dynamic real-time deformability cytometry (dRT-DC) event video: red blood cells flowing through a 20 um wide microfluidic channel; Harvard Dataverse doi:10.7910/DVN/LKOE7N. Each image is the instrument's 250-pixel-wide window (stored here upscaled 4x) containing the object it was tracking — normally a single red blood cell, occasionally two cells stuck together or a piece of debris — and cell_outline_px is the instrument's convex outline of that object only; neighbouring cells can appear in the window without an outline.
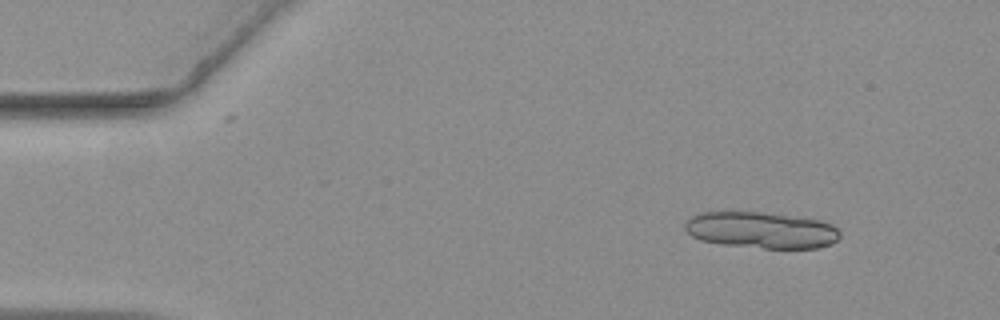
{"species": "common noctule bat (a hibernating species)", "species_latin": "Nyctalus noctula", "temperature_condition": "warm", "stored_images_in_passage": 16, "camera_frame_rate_fps": 3000, "um_per_image_px": 0.085, "animal": {"sex": "female", "body_mass_g": 19.3, "forearm_length_mm": 54.1}, "frame": {"image": 1, "passage_image": 6, "time_ms": 1.667, "image_size_px": [1000, 320], "cell_outline_px": [[840, 236], [832, 244], [820, 248], [764, 248], [724, 244], [700, 240], [692, 236], [684, 228], [684, 224], [692, 216], [700, 212], [760, 212], [820, 220], [832, 224], [840, 232]], "centroid_in_image_um": [64.72, 19.56], "position_along_channel_um": 20.3, "area_um2": 32.71}}